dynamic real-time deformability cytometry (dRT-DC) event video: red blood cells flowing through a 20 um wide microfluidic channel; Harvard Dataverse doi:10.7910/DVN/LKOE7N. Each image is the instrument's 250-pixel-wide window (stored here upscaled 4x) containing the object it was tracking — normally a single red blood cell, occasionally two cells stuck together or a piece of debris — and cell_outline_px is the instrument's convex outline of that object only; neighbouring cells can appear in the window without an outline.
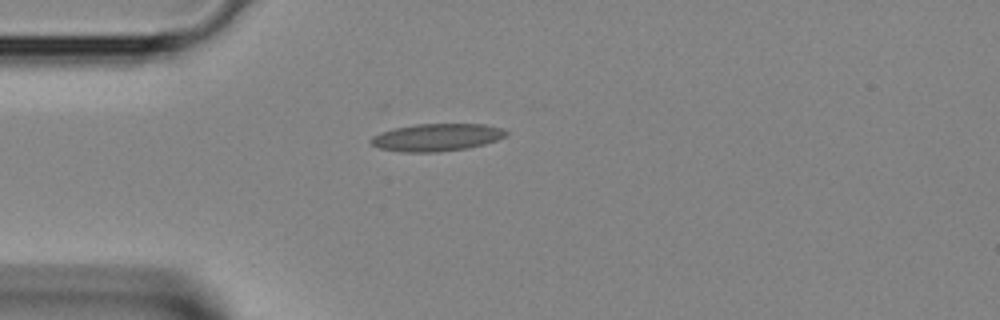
{"species": "Egyptian fruit bat (a non-hibernating species)", "species_latin": "Rousettus aegyptiacus", "temperature_condition": "room temperature", "stored_images_in_passage": 1, "camera_frame_rate_fps": 3000, "um_per_image_px": 0.085, "animal": {"sex": "female"}, "frame": {"image": 1, "passage_image": 1, "time_ms": 0.0, "image_size_px": [1000, 320], "cell_outline_px": [[508, 136], [484, 144], [468, 148], [440, 152], [400, 152], [380, 148], [372, 144], [368, 140], [372, 136], [380, 132], [392, 128], [416, 124], [484, 124], [500, 128], [508, 132]], "centroid_in_image_um": [37.09, 11.67], "position_along_channel_um": 47.9, "area_um2": 21.79}}